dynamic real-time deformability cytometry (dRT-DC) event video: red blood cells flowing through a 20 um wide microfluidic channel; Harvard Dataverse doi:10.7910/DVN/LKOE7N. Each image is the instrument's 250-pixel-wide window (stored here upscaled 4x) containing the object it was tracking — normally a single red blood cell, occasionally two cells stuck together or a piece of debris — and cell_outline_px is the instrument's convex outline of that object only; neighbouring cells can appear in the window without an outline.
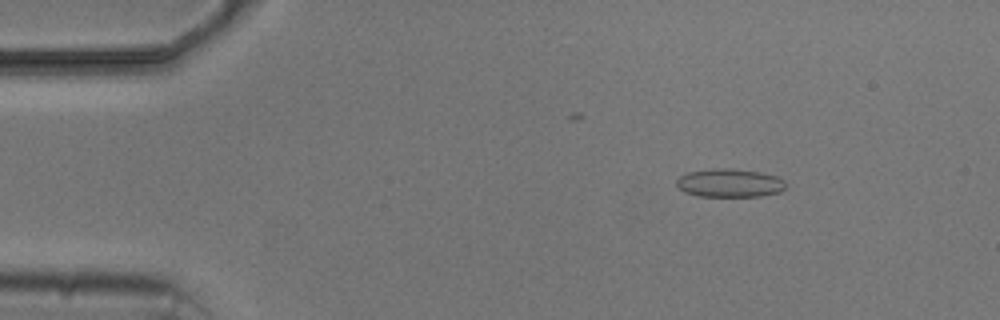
{"species": "common noctule bat (a hibernating species)", "species_latin": "Nyctalus noctula", "temperature_condition": "cold", "stored_images_in_passage": 5, "camera_frame_rate_fps": 3000, "um_per_image_px": 0.085, "animal": {"sex": "male", "body_mass_g": 20.5, "forearm_length_mm": 52.5}, "frame": {"image": 1, "passage_image": 3, "time_ms": 2.333, "image_size_px": [1000, 320], "cell_outline_px": [[788, 184], [780, 192], [760, 196], [696, 196], [684, 192], [676, 184], [676, 180], [680, 176], [688, 172], [712, 168], [732, 168], [760, 172], [776, 176], [784, 180]], "centroid_in_image_um": [62.02, 15.55], "position_along_channel_um": 23.0, "area_um2": 18.21}}